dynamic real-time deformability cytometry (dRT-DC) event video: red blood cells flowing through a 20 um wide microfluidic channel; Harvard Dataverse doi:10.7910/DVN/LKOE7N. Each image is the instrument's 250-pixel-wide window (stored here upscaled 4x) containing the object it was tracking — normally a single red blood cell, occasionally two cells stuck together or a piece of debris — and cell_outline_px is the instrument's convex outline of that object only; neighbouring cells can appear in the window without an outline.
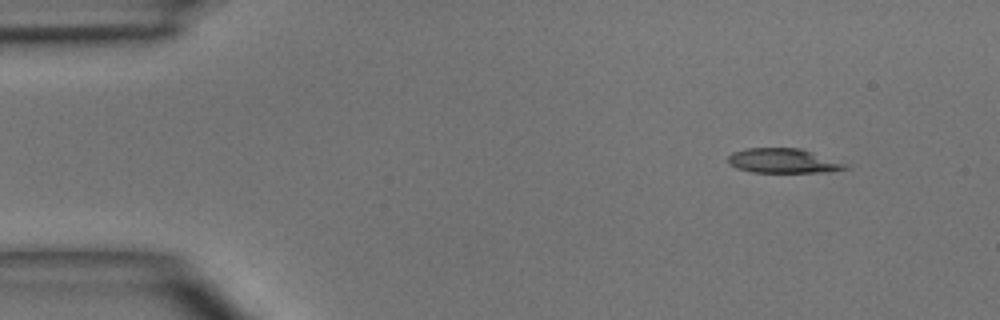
{"species": "common noctule bat (a hibernating species)", "species_latin": "Nyctalus noctula", "temperature_condition": "room temperature", "stored_images_in_passage": 4, "camera_frame_rate_fps": 3000, "um_per_image_px": 0.085, "animal": {"sex": "male", "body_mass_g": 15.6}, "frame": {"image": 1, "passage_image": 1, "time_ms": 0.0, "image_size_px": [1000, 320], "cell_outline_px": [[848, 168], [828, 172], [752, 172], [736, 168], [728, 164], [728, 156], [732, 152], [748, 148], [800, 148], [848, 164]], "centroid_in_image_um": [66.55, 13.67], "position_along_channel_um": 18.5, "area_um2": 16.76}}
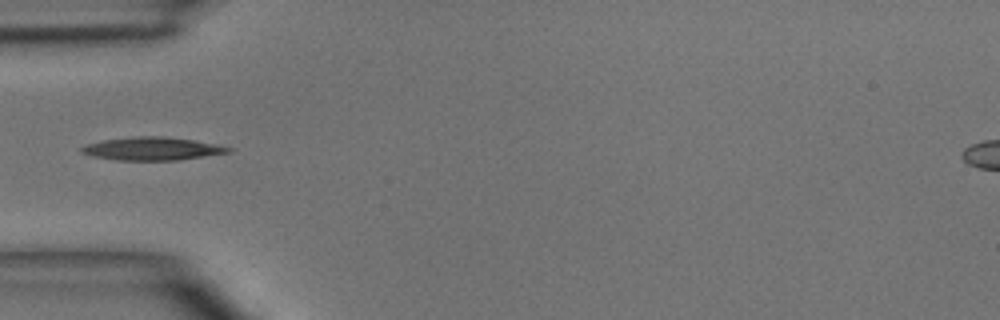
{"frame": {"image": 2, "passage_image": 4, "time_ms": 3.333, "image_size_px": [1000, 320], "cell_outline_px": [[232, 152], [180, 160], [116, 160], [92, 156], [80, 152], [80, 148], [88, 144], [104, 140], [140, 136], [164, 136], [192, 140], [216, 144], [232, 148]], "centroid_in_image_um": [12.96, 12.64], "position_along_channel_um": 72.0, "area_um2": 19.59}}